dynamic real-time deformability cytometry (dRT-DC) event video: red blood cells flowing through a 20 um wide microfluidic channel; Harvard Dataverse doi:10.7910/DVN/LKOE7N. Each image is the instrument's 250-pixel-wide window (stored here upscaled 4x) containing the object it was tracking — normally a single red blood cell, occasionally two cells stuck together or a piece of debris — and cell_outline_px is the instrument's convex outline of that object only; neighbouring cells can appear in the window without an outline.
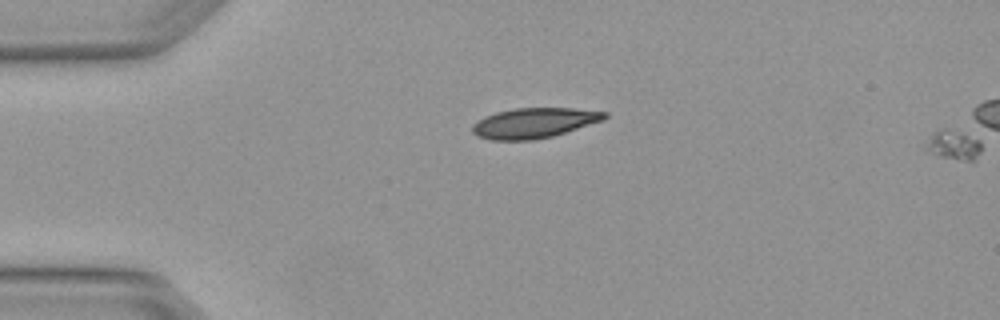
{"species": "Egyptian fruit bat (a non-hibernating species)", "species_latin": "Rousettus aegyptiacus", "temperature_condition": "warm", "stored_images_in_passage": 2, "camera_frame_rate_fps": 3000, "um_per_image_px": 0.085, "animal": {"sex": "female"}, "frame": {"image": 1, "passage_image": 1, "time_ms": 0.0, "image_size_px": [1000, 320], "cell_outline_px": [[608, 116], [604, 120], [552, 136], [532, 140], [492, 140], [476, 136], [472, 132], [472, 124], [484, 116], [496, 112], [512, 108], [572, 108], [608, 112]], "centroid_in_image_um": [45.37, 10.44], "position_along_channel_um": 39.6, "area_um2": 23.29}}